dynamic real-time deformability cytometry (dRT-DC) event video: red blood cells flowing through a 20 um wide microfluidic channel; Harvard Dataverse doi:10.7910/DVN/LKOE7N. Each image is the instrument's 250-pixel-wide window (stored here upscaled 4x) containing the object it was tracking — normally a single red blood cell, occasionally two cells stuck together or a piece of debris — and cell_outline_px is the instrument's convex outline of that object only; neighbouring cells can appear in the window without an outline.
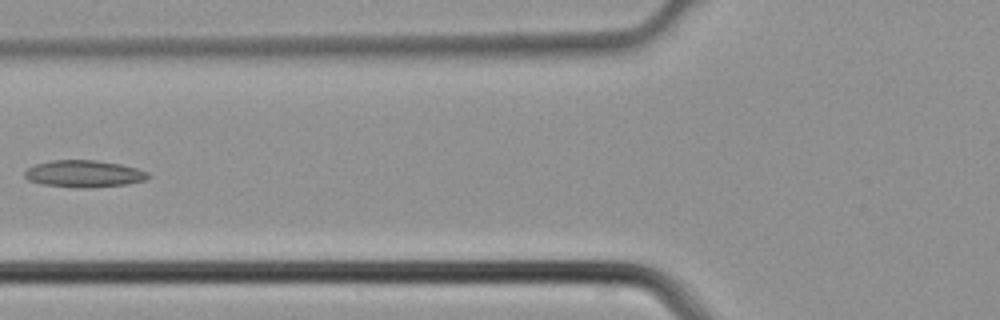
{"species": "common noctule bat (a hibernating species)", "species_latin": "Nyctalus noctula", "temperature_condition": "cold", "stored_images_in_passage": 4, "camera_frame_rate_fps": 3000, "um_per_image_px": 0.085, "animal": {"sex": "male", "body_mass_g": 21.5, "forearm_length_mm": 52.0}, "frame": {"image": 1, "passage_image": 4, "time_ms": 1.0, "image_size_px": [1000, 320], "cell_outline_px": [[152, 176], [148, 180], [128, 184], [88, 188], [80, 188], [44, 184], [28, 180], [24, 176], [24, 172], [28, 168], [36, 164], [52, 160], [96, 160], [120, 164], [136, 168], [148, 172]], "centroid_in_image_um": [7.19, 14.77], "position_along_channel_um": 118.6, "area_um2": 19.48}}